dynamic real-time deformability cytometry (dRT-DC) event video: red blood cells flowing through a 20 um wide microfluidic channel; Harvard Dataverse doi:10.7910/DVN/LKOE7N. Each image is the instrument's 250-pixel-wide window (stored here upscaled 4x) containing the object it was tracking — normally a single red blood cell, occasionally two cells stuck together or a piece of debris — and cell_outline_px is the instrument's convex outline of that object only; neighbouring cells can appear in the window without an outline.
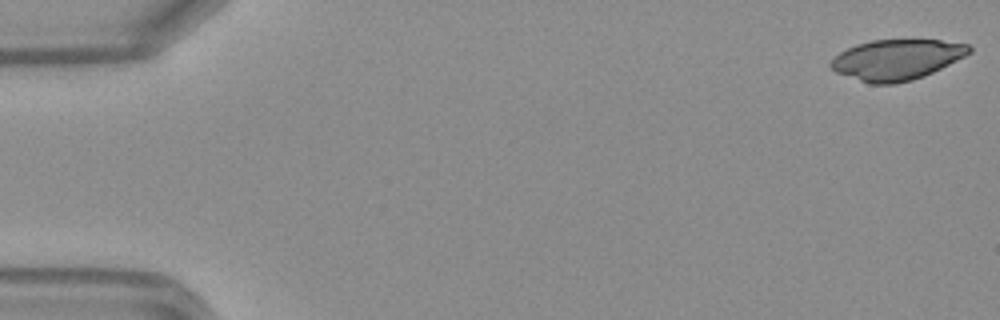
{"species": "Egyptian fruit bat (a non-hibernating species)", "species_latin": "Rousettus aegyptiacus", "temperature_condition": "warm", "stored_images_in_passage": 9, "camera_frame_rate_fps": 3000, "um_per_image_px": 0.085, "frame": {"image": 1, "passage_image": 1, "time_ms": 0.0, "image_size_px": [1000, 320], "cell_outline_px": [[972, 52], [924, 76], [912, 80], [896, 84], [868, 84], [836, 72], [828, 68], [828, 64], [840, 52], [856, 44], [872, 40], [940, 40], [968, 44], [972, 48]], "centroid_in_image_um": [76.18, 5.08], "position_along_channel_um": 8.8, "area_um2": 32.6}}